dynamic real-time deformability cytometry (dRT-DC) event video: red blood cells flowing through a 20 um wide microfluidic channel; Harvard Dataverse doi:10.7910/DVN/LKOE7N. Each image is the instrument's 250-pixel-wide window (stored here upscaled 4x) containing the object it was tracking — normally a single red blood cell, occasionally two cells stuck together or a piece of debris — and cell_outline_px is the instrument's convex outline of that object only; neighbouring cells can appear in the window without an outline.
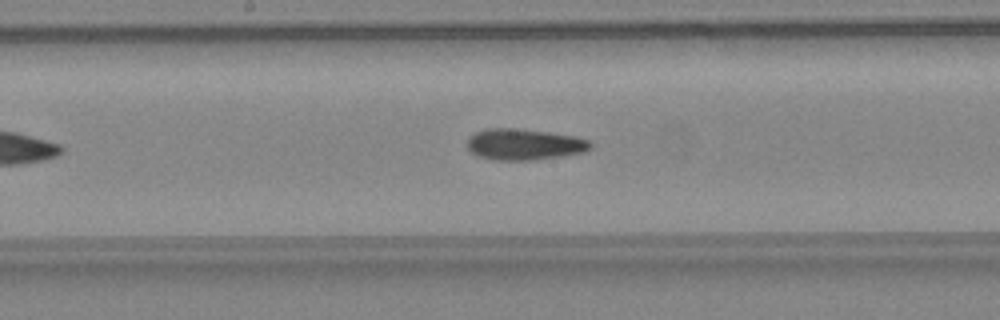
{"species": "common noctule bat (a hibernating species)", "species_latin": "Nyctalus noctula", "temperature_condition": "warm", "stored_images_in_passage": 32, "camera_frame_rate_fps": 3000, "um_per_image_px": 0.085, "animal": {"sex": "female", "body_mass_g": 24.6, "forearm_length_mm": 56.2}, "frame": {"image": 1, "passage_image": 14, "time_ms": 4.333, "image_size_px": [1000, 320], "cell_outline_px": [[592, 148], [584, 152], [560, 156], [532, 160], [492, 160], [480, 156], [472, 152], [468, 148], [468, 140], [476, 132], [484, 128], [516, 128], [548, 132], [572, 136], [588, 140], [592, 144]], "centroid_in_image_um": [44.56, 12.27], "position_along_channel_um": 203.6, "area_um2": 22.2}}
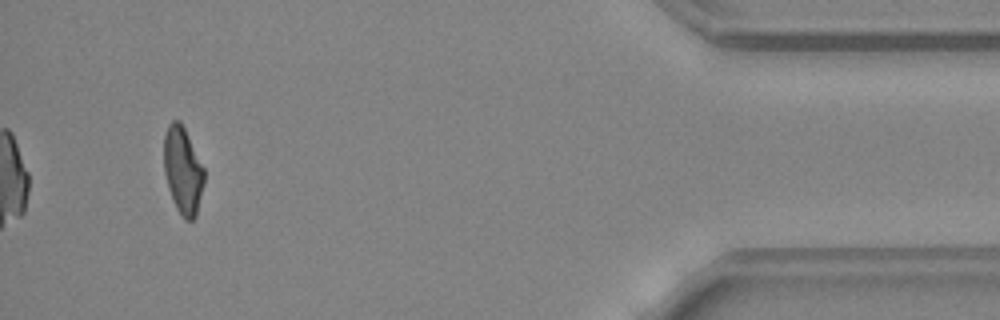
{"frame": {"image": 2, "passage_image": 32, "time_ms": 10.333, "image_size_px": [1000, 320], "cell_outline_px": [[204, 184], [196, 216], [192, 220], [184, 220], [176, 208], [172, 200], [168, 188], [164, 172], [164, 136], [168, 124], [172, 120], [180, 120], [204, 168]], "centroid_in_image_um": [15.53, 14.51], "position_along_channel_um": 419.7, "area_um2": 20.46}, "authors_computed_cell_mechanics": {"area_um2": 22.1952, "velocity_mm_per_s": 4.5738, "shape_relaxation_time_tau1_ms": 8.3892, "shape_relaxation_time_tau2_ms": 2.8965, "deformation_change_tau1": 0.2651, "deformation_change_tau2": 0.1311}}